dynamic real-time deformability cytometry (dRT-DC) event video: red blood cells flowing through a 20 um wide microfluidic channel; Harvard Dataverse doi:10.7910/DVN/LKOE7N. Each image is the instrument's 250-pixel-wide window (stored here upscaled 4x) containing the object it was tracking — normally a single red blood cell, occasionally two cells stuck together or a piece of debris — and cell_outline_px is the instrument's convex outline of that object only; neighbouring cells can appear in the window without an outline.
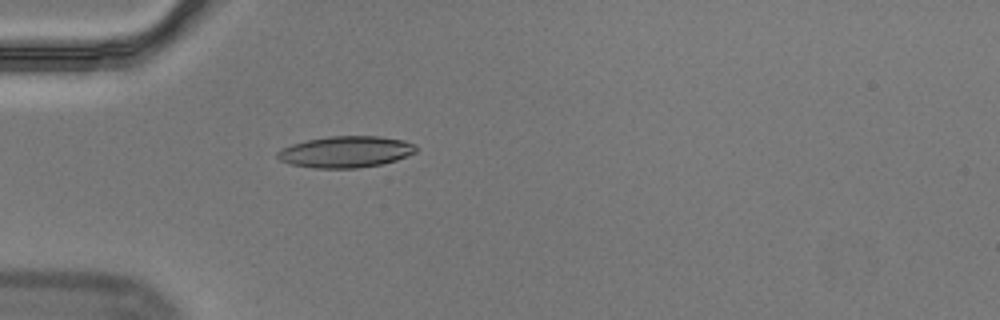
{"species": "Egyptian fruit bat (a non-hibernating species)", "species_latin": "Rousettus aegyptiacus", "temperature_condition": "cold", "stored_images_in_passage": 44, "camera_frame_rate_fps": 3000, "um_per_image_px": 0.085, "animal": {"sex": "male"}, "frame": {"image": 1, "passage_image": 4, "time_ms": 1.0, "image_size_px": [1000, 320], "cell_outline_px": [[416, 152], [408, 156], [384, 164], [356, 168], [312, 168], [292, 164], [280, 160], [276, 156], [276, 152], [280, 148], [292, 144], [308, 140], [328, 136], [380, 136], [404, 140], [416, 144]], "centroid_in_image_um": [29.4, 12.9], "position_along_channel_um": 55.6, "area_um2": 25.55}}
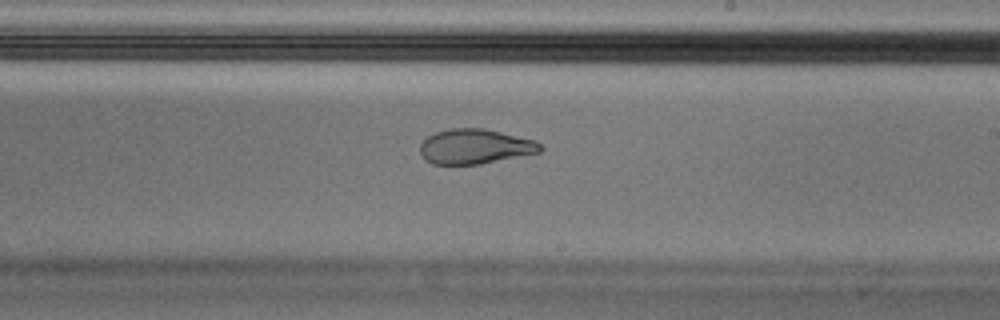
{"frame": {"image": 2, "passage_image": 21, "time_ms": 6.667, "image_size_px": [1000, 320], "cell_outline_px": [[544, 148], [540, 152], [480, 164], [432, 164], [424, 160], [420, 152], [420, 144], [428, 136], [436, 132], [452, 128], [484, 128], [536, 140]], "centroid_in_image_um": [40.37, 12.45], "position_along_channel_um": 248.6, "area_um2": 24.45}}
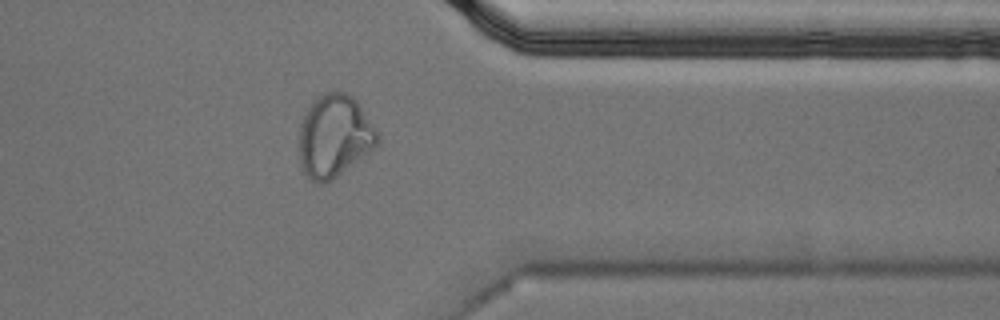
{"frame": {"image": 3, "passage_image": 33, "time_ms": 10.667, "image_size_px": [1000, 320], "cell_outline_px": [[380, 140], [376, 148], [336, 176], [324, 184], [316, 184], [304, 172], [300, 164], [300, 124], [308, 108], [316, 96], [324, 92], [344, 92], [352, 96], [356, 100], [376, 128], [380, 136]], "centroid_in_image_um": [28.44, 11.56], "position_along_channel_um": 383.0, "area_um2": 37.63}, "authors_computed_cell_mechanics": {"area_um2": 25.2586, "velocity_mm_per_s": 3.5345, "shape_relaxation_time_tau1_ms": null, "shape_relaxation_time_tau2_ms": 1.6106, "deformation_change_tau1": null, "deformation_change_tau2": 0.0788}}